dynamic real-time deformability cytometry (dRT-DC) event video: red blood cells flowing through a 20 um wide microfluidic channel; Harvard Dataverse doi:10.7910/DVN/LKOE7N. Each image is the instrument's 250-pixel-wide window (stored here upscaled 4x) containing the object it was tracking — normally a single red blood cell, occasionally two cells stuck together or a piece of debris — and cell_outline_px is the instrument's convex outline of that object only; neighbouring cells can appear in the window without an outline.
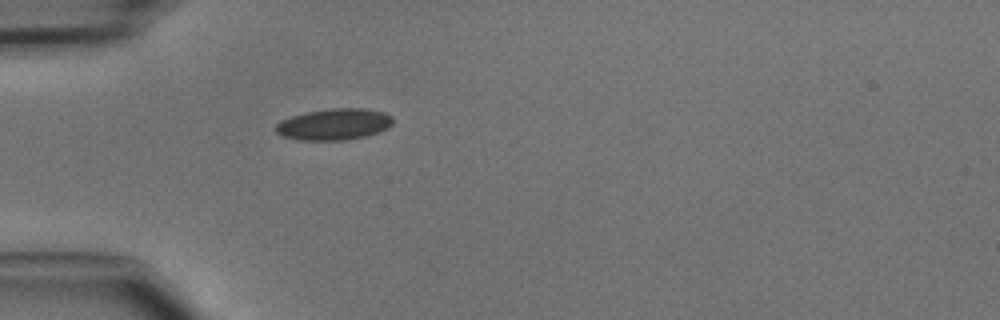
{"species": "common noctule bat (a hibernating species)", "species_latin": "Nyctalus noctula", "temperature_condition": "cold", "stored_images_in_passage": 34, "camera_frame_rate_fps": 3000, "um_per_image_px": 0.085, "animal": {"sex": "male", "body_mass_g": 15.6}, "frame": {"image": 1, "passage_image": 1, "time_ms": 0.0, "image_size_px": [1000, 320], "cell_outline_px": [[392, 124], [388, 128], [364, 136], [344, 140], [300, 140], [284, 136], [276, 132], [276, 124], [280, 120], [292, 116], [308, 112], [332, 108], [364, 108], [384, 112], [392, 116]], "centroid_in_image_um": [28.4, 10.56], "position_along_channel_um": 56.6, "area_um2": 21.21}}
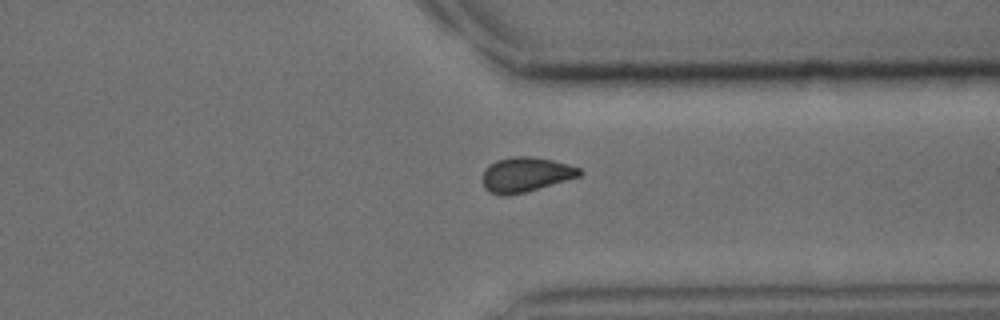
{"frame": {"image": 2, "passage_image": 23, "time_ms": 7.333, "image_size_px": [1000, 320], "cell_outline_px": [[584, 172], [580, 176], [524, 192], [504, 196], [500, 196], [488, 192], [484, 188], [484, 168], [488, 164], [496, 160], [512, 156], [532, 156], [552, 160], [568, 164], [580, 168]], "centroid_in_image_um": [44.66, 14.83], "position_along_channel_um": 366.7, "area_um2": 19.65}}
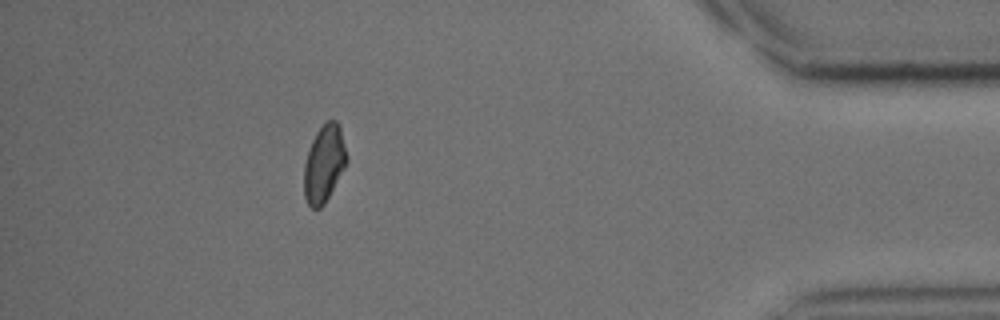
{"frame": {"image": 3, "passage_image": 29, "time_ms": 9.333, "image_size_px": [1000, 320], "cell_outline_px": [[348, 160], [344, 168], [324, 204], [320, 208], [312, 208], [308, 204], [304, 196], [304, 164], [312, 140], [316, 132], [328, 120], [336, 120], [340, 124], [348, 156]], "centroid_in_image_um": [27.56, 13.89], "position_along_channel_um": 407.6, "area_um2": 19.13}}